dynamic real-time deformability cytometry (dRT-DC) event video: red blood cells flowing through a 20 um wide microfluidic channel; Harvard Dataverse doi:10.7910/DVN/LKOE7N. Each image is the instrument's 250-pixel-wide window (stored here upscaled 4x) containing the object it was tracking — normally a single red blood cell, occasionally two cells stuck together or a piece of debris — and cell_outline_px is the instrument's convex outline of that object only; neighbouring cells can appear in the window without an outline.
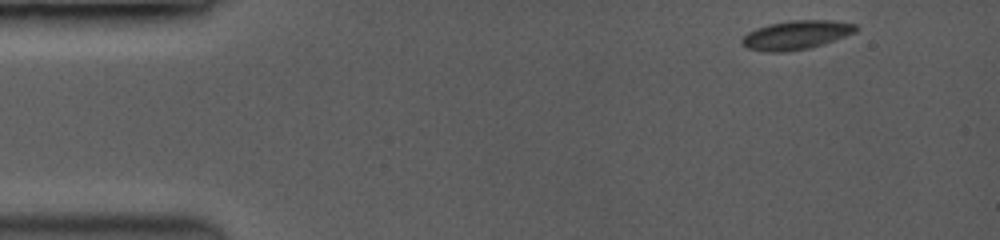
{"species": "common noctule bat (a hibernating species)", "species_latin": "Nyctalus noctula", "temperature_condition": "room temperature", "stored_images_in_passage": 3, "camera_frame_rate_fps": 3500, "um_per_image_px": 0.085, "animal": {"sex": "female", "body_mass_g": 19.0, "forearm_length_mm": 53.3}, "frame": {"image": 1, "passage_image": 1, "time_ms": 0.0, "image_size_px": [1000, 240], "cell_outline_px": [[856, 28], [852, 32], [832, 40], [808, 48], [776, 52], [748, 48], [740, 40], [748, 32], [772, 24], [804, 20], [824, 20], [856, 24]], "centroid_in_image_um": [67.64, 2.97], "position_along_channel_um": 17.4, "area_um2": 17.92}}